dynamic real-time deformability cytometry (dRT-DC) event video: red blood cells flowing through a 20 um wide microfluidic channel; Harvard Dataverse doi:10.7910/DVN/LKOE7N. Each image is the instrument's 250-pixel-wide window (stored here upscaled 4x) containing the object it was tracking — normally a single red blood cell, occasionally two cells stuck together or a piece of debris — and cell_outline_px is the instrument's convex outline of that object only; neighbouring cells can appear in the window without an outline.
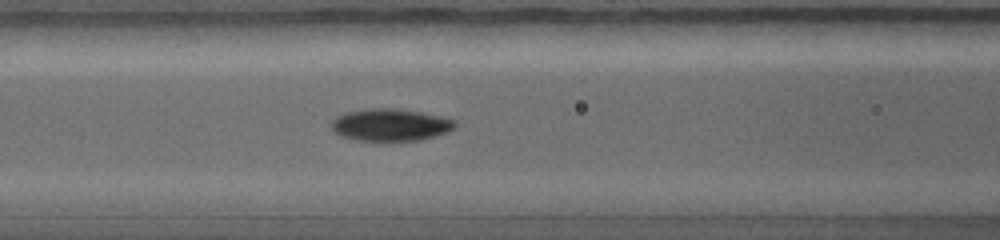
{"species": "common noctule bat (a hibernating species)", "species_latin": "Nyctalus noctula", "temperature_condition": "warm", "stored_images_in_passage": 14, "camera_frame_rate_fps": 5000, "um_per_image_px": 0.085, "animal": {"sex": "female", "body_mass_g": 19.0, "forearm_length_mm": 56.7}, "frame": {"image": 1, "passage_image": 5, "time_ms": 3.2, "image_size_px": [1000, 240], "cell_outline_px": [[456, 128], [448, 132], [420, 140], [352, 140], [340, 136], [332, 132], [332, 120], [336, 116], [348, 112], [420, 112], [456, 120]], "centroid_in_image_um": [33.2, 10.69], "position_along_channel_um": 133.4, "area_um2": 21.79}}
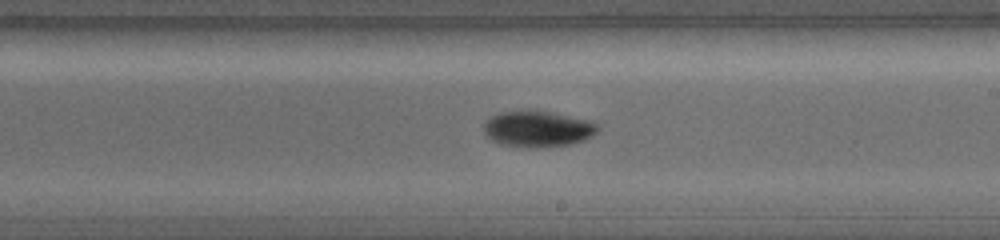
{"frame": {"image": 2, "passage_image": 10, "time_ms": 5.0, "image_size_px": [1000, 240], "cell_outline_px": [[600, 132], [584, 140], [572, 144], [544, 148], [524, 148], [496, 144], [484, 136], [484, 124], [488, 120], [496, 116], [508, 112], [540, 112], [584, 120], [600, 124]], "centroid_in_image_um": [45.71, 11.05], "position_along_channel_um": 243.3, "area_um2": 23.52}}
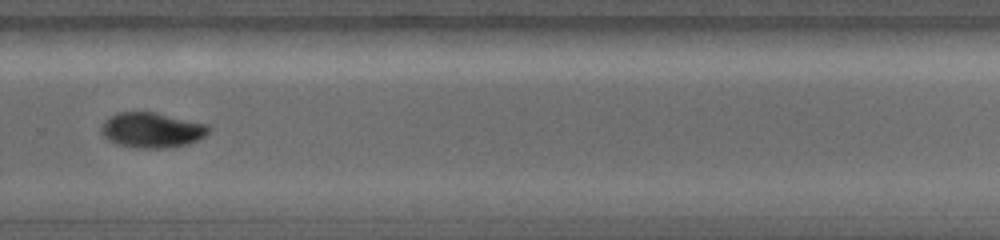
{"frame": {"image": 3, "passage_image": 13, "time_ms": 6.2, "image_size_px": [1000, 240], "cell_outline_px": [[208, 132], [204, 136], [188, 144], [168, 148], [132, 148], [116, 144], [108, 140], [100, 132], [100, 128], [112, 116], [120, 112], [152, 112], [208, 124]], "centroid_in_image_um": [12.89, 11.08], "position_along_channel_um": 316.9, "area_um2": 21.79}}